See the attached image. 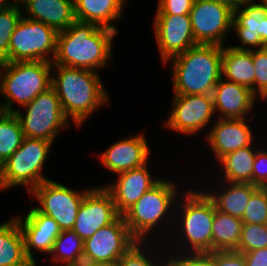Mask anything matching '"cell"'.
Wrapping results in <instances>:
<instances>
[{"mask_svg":"<svg viewBox=\"0 0 267 266\" xmlns=\"http://www.w3.org/2000/svg\"><path fill=\"white\" fill-rule=\"evenodd\" d=\"M116 34L117 31L76 20L58 32L52 65L98 72L112 57V42Z\"/></svg>","mask_w":267,"mask_h":266,"instance_id":"1","label":"cell"},{"mask_svg":"<svg viewBox=\"0 0 267 266\" xmlns=\"http://www.w3.org/2000/svg\"><path fill=\"white\" fill-rule=\"evenodd\" d=\"M56 75H52L51 87L58 95L65 116L74 121L78 127L83 125L93 112L109 103L98 72L52 65Z\"/></svg>","mask_w":267,"mask_h":266,"instance_id":"2","label":"cell"},{"mask_svg":"<svg viewBox=\"0 0 267 266\" xmlns=\"http://www.w3.org/2000/svg\"><path fill=\"white\" fill-rule=\"evenodd\" d=\"M167 62L165 65H172L173 95H212L222 78V46L219 45L196 44Z\"/></svg>","mask_w":267,"mask_h":266,"instance_id":"3","label":"cell"},{"mask_svg":"<svg viewBox=\"0 0 267 266\" xmlns=\"http://www.w3.org/2000/svg\"><path fill=\"white\" fill-rule=\"evenodd\" d=\"M52 63L47 61L3 62L0 65V94L3 112L14 113L13 102L22 107L52 84ZM3 71V72H2Z\"/></svg>","mask_w":267,"mask_h":266,"instance_id":"4","label":"cell"},{"mask_svg":"<svg viewBox=\"0 0 267 266\" xmlns=\"http://www.w3.org/2000/svg\"><path fill=\"white\" fill-rule=\"evenodd\" d=\"M184 199L182 197L183 202H180L178 209L180 216L175 212L173 214L180 222L177 229L180 243L177 244H182V252H212V223L216 210L213 201L205 192L194 189L185 193Z\"/></svg>","mask_w":267,"mask_h":266,"instance_id":"5","label":"cell"},{"mask_svg":"<svg viewBox=\"0 0 267 266\" xmlns=\"http://www.w3.org/2000/svg\"><path fill=\"white\" fill-rule=\"evenodd\" d=\"M176 187L174 182L161 179L123 214L131 235L137 241H146L150 232H154L153 229L164 222L163 218L171 217L169 215L174 212L171 207L178 205Z\"/></svg>","mask_w":267,"mask_h":266,"instance_id":"6","label":"cell"},{"mask_svg":"<svg viewBox=\"0 0 267 266\" xmlns=\"http://www.w3.org/2000/svg\"><path fill=\"white\" fill-rule=\"evenodd\" d=\"M52 145L50 141L24 137L20 147L0 167V191L27 185L30 193L49 180L42 174V168Z\"/></svg>","mask_w":267,"mask_h":266,"instance_id":"7","label":"cell"},{"mask_svg":"<svg viewBox=\"0 0 267 266\" xmlns=\"http://www.w3.org/2000/svg\"><path fill=\"white\" fill-rule=\"evenodd\" d=\"M21 108L25 109V115L19 109L14 113L19 119L25 137L54 143L59 131L70 126L60 99L52 87L38 94Z\"/></svg>","mask_w":267,"mask_h":266,"instance_id":"8","label":"cell"},{"mask_svg":"<svg viewBox=\"0 0 267 266\" xmlns=\"http://www.w3.org/2000/svg\"><path fill=\"white\" fill-rule=\"evenodd\" d=\"M58 31L43 22L21 17L13 31L7 62L47 61L52 63Z\"/></svg>","mask_w":267,"mask_h":266,"instance_id":"9","label":"cell"},{"mask_svg":"<svg viewBox=\"0 0 267 266\" xmlns=\"http://www.w3.org/2000/svg\"><path fill=\"white\" fill-rule=\"evenodd\" d=\"M90 190H73L53 180H46L36 186L33 194L41 213L53 218L62 230H70L76 222L78 210L85 194Z\"/></svg>","mask_w":267,"mask_h":266,"instance_id":"10","label":"cell"},{"mask_svg":"<svg viewBox=\"0 0 267 266\" xmlns=\"http://www.w3.org/2000/svg\"><path fill=\"white\" fill-rule=\"evenodd\" d=\"M233 8L213 0H194L190 11L193 35L197 44L224 46L231 30Z\"/></svg>","mask_w":267,"mask_h":266,"instance_id":"11","label":"cell"},{"mask_svg":"<svg viewBox=\"0 0 267 266\" xmlns=\"http://www.w3.org/2000/svg\"><path fill=\"white\" fill-rule=\"evenodd\" d=\"M136 242L120 215L84 241L83 262L116 263Z\"/></svg>","mask_w":267,"mask_h":266,"instance_id":"12","label":"cell"},{"mask_svg":"<svg viewBox=\"0 0 267 266\" xmlns=\"http://www.w3.org/2000/svg\"><path fill=\"white\" fill-rule=\"evenodd\" d=\"M214 113L212 95H173L165 125L183 135H196L209 124Z\"/></svg>","mask_w":267,"mask_h":266,"instance_id":"13","label":"cell"},{"mask_svg":"<svg viewBox=\"0 0 267 266\" xmlns=\"http://www.w3.org/2000/svg\"><path fill=\"white\" fill-rule=\"evenodd\" d=\"M92 188L85 194L72 228L83 241L120 216L111 194L103 186Z\"/></svg>","mask_w":267,"mask_h":266,"instance_id":"14","label":"cell"},{"mask_svg":"<svg viewBox=\"0 0 267 266\" xmlns=\"http://www.w3.org/2000/svg\"><path fill=\"white\" fill-rule=\"evenodd\" d=\"M154 33L161 61H167L195 46L190 14H155Z\"/></svg>","mask_w":267,"mask_h":266,"instance_id":"15","label":"cell"},{"mask_svg":"<svg viewBox=\"0 0 267 266\" xmlns=\"http://www.w3.org/2000/svg\"><path fill=\"white\" fill-rule=\"evenodd\" d=\"M231 28L234 29L242 45H230V47L247 51L256 47L257 49L267 47V7L257 4L254 0L243 2L233 10Z\"/></svg>","mask_w":267,"mask_h":266,"instance_id":"16","label":"cell"},{"mask_svg":"<svg viewBox=\"0 0 267 266\" xmlns=\"http://www.w3.org/2000/svg\"><path fill=\"white\" fill-rule=\"evenodd\" d=\"M148 163L117 174V181L103 187L111 194L116 210L123 215L143 194L160 180L153 178L148 170Z\"/></svg>","mask_w":267,"mask_h":266,"instance_id":"17","label":"cell"},{"mask_svg":"<svg viewBox=\"0 0 267 266\" xmlns=\"http://www.w3.org/2000/svg\"><path fill=\"white\" fill-rule=\"evenodd\" d=\"M27 212L24 219L20 216L16 219L24 238L26 255L30 260H35L32 248L50 254L62 229L53 218L41 213L36 207Z\"/></svg>","mask_w":267,"mask_h":266,"instance_id":"18","label":"cell"},{"mask_svg":"<svg viewBox=\"0 0 267 266\" xmlns=\"http://www.w3.org/2000/svg\"><path fill=\"white\" fill-rule=\"evenodd\" d=\"M244 119H219L212 124L206 140L217 161L224 155L253 143L251 128Z\"/></svg>","mask_w":267,"mask_h":266,"instance_id":"19","label":"cell"},{"mask_svg":"<svg viewBox=\"0 0 267 266\" xmlns=\"http://www.w3.org/2000/svg\"><path fill=\"white\" fill-rule=\"evenodd\" d=\"M214 112L219 119H244L254 109L258 98L251 89L221 78L213 92Z\"/></svg>","mask_w":267,"mask_h":266,"instance_id":"20","label":"cell"},{"mask_svg":"<svg viewBox=\"0 0 267 266\" xmlns=\"http://www.w3.org/2000/svg\"><path fill=\"white\" fill-rule=\"evenodd\" d=\"M150 147L143 133L111 144L100 155L101 163L115 174L141 167L148 163Z\"/></svg>","mask_w":267,"mask_h":266,"instance_id":"21","label":"cell"},{"mask_svg":"<svg viewBox=\"0 0 267 266\" xmlns=\"http://www.w3.org/2000/svg\"><path fill=\"white\" fill-rule=\"evenodd\" d=\"M22 16L43 22L58 32L76 21L74 0H19Z\"/></svg>","mask_w":267,"mask_h":266,"instance_id":"22","label":"cell"},{"mask_svg":"<svg viewBox=\"0 0 267 266\" xmlns=\"http://www.w3.org/2000/svg\"><path fill=\"white\" fill-rule=\"evenodd\" d=\"M126 2L127 0H74L75 17L80 22L118 31L112 22L121 19Z\"/></svg>","mask_w":267,"mask_h":266,"instance_id":"23","label":"cell"},{"mask_svg":"<svg viewBox=\"0 0 267 266\" xmlns=\"http://www.w3.org/2000/svg\"><path fill=\"white\" fill-rule=\"evenodd\" d=\"M222 78L238 83L254 93L255 67L252 50H238L230 46L222 47Z\"/></svg>","mask_w":267,"mask_h":266,"instance_id":"24","label":"cell"},{"mask_svg":"<svg viewBox=\"0 0 267 266\" xmlns=\"http://www.w3.org/2000/svg\"><path fill=\"white\" fill-rule=\"evenodd\" d=\"M226 183L223 186L227 189L223 188L220 192L212 189V192L207 190L204 192L213 201L216 210L242 219L250 197L258 187L251 183Z\"/></svg>","mask_w":267,"mask_h":266,"instance_id":"25","label":"cell"},{"mask_svg":"<svg viewBox=\"0 0 267 266\" xmlns=\"http://www.w3.org/2000/svg\"><path fill=\"white\" fill-rule=\"evenodd\" d=\"M27 257L16 216L0 224V266H23Z\"/></svg>","mask_w":267,"mask_h":266,"instance_id":"26","label":"cell"},{"mask_svg":"<svg viewBox=\"0 0 267 266\" xmlns=\"http://www.w3.org/2000/svg\"><path fill=\"white\" fill-rule=\"evenodd\" d=\"M254 144L240 148L236 151L230 152L218 161L223 169L221 182L230 183H251L253 184V164L256 156V148L253 149ZM223 167V168H222Z\"/></svg>","mask_w":267,"mask_h":266,"instance_id":"27","label":"cell"},{"mask_svg":"<svg viewBox=\"0 0 267 266\" xmlns=\"http://www.w3.org/2000/svg\"><path fill=\"white\" fill-rule=\"evenodd\" d=\"M243 221L215 210L212 223V251L236 250L241 238Z\"/></svg>","mask_w":267,"mask_h":266,"instance_id":"28","label":"cell"},{"mask_svg":"<svg viewBox=\"0 0 267 266\" xmlns=\"http://www.w3.org/2000/svg\"><path fill=\"white\" fill-rule=\"evenodd\" d=\"M84 241L70 230H62L55 239L50 255L51 262L64 266H80L83 263Z\"/></svg>","mask_w":267,"mask_h":266,"instance_id":"29","label":"cell"},{"mask_svg":"<svg viewBox=\"0 0 267 266\" xmlns=\"http://www.w3.org/2000/svg\"><path fill=\"white\" fill-rule=\"evenodd\" d=\"M24 133L15 113L0 115V167L20 147Z\"/></svg>","mask_w":267,"mask_h":266,"instance_id":"30","label":"cell"},{"mask_svg":"<svg viewBox=\"0 0 267 266\" xmlns=\"http://www.w3.org/2000/svg\"><path fill=\"white\" fill-rule=\"evenodd\" d=\"M21 17L19 4L0 7V63L7 62L11 35Z\"/></svg>","mask_w":267,"mask_h":266,"instance_id":"31","label":"cell"},{"mask_svg":"<svg viewBox=\"0 0 267 266\" xmlns=\"http://www.w3.org/2000/svg\"><path fill=\"white\" fill-rule=\"evenodd\" d=\"M267 247V224H243L235 251L246 253Z\"/></svg>","mask_w":267,"mask_h":266,"instance_id":"32","label":"cell"},{"mask_svg":"<svg viewBox=\"0 0 267 266\" xmlns=\"http://www.w3.org/2000/svg\"><path fill=\"white\" fill-rule=\"evenodd\" d=\"M241 220L243 224H267V188L258 187L252 193Z\"/></svg>","mask_w":267,"mask_h":266,"instance_id":"33","label":"cell"},{"mask_svg":"<svg viewBox=\"0 0 267 266\" xmlns=\"http://www.w3.org/2000/svg\"><path fill=\"white\" fill-rule=\"evenodd\" d=\"M144 245L145 241H137L134 243V245L119 258L117 261V266H163L165 260H160L161 262L163 261L161 263L159 260H155L157 259L156 256L155 258H152L154 257V252L151 253L152 255L147 251L145 252L146 249L143 248ZM158 262L160 265H158Z\"/></svg>","mask_w":267,"mask_h":266,"instance_id":"34","label":"cell"},{"mask_svg":"<svg viewBox=\"0 0 267 266\" xmlns=\"http://www.w3.org/2000/svg\"><path fill=\"white\" fill-rule=\"evenodd\" d=\"M255 67L254 94L261 100H267V47L252 50Z\"/></svg>","mask_w":267,"mask_h":266,"instance_id":"35","label":"cell"},{"mask_svg":"<svg viewBox=\"0 0 267 266\" xmlns=\"http://www.w3.org/2000/svg\"><path fill=\"white\" fill-rule=\"evenodd\" d=\"M179 250L176 255L166 256L173 266H214L212 252H182Z\"/></svg>","mask_w":267,"mask_h":266,"instance_id":"36","label":"cell"},{"mask_svg":"<svg viewBox=\"0 0 267 266\" xmlns=\"http://www.w3.org/2000/svg\"><path fill=\"white\" fill-rule=\"evenodd\" d=\"M194 0H159L156 14H190Z\"/></svg>","mask_w":267,"mask_h":266,"instance_id":"37","label":"cell"},{"mask_svg":"<svg viewBox=\"0 0 267 266\" xmlns=\"http://www.w3.org/2000/svg\"><path fill=\"white\" fill-rule=\"evenodd\" d=\"M253 185L267 188V152L257 150L253 164Z\"/></svg>","mask_w":267,"mask_h":266,"instance_id":"38","label":"cell"},{"mask_svg":"<svg viewBox=\"0 0 267 266\" xmlns=\"http://www.w3.org/2000/svg\"><path fill=\"white\" fill-rule=\"evenodd\" d=\"M214 266H247L243 253L235 250L213 251Z\"/></svg>","mask_w":267,"mask_h":266,"instance_id":"39","label":"cell"},{"mask_svg":"<svg viewBox=\"0 0 267 266\" xmlns=\"http://www.w3.org/2000/svg\"><path fill=\"white\" fill-rule=\"evenodd\" d=\"M247 266H267V247L243 253Z\"/></svg>","mask_w":267,"mask_h":266,"instance_id":"40","label":"cell"},{"mask_svg":"<svg viewBox=\"0 0 267 266\" xmlns=\"http://www.w3.org/2000/svg\"><path fill=\"white\" fill-rule=\"evenodd\" d=\"M213 1L224 3L235 9L238 8L243 2L247 0H213Z\"/></svg>","mask_w":267,"mask_h":266,"instance_id":"41","label":"cell"},{"mask_svg":"<svg viewBox=\"0 0 267 266\" xmlns=\"http://www.w3.org/2000/svg\"><path fill=\"white\" fill-rule=\"evenodd\" d=\"M80 266H117L116 263H87L83 262Z\"/></svg>","mask_w":267,"mask_h":266,"instance_id":"42","label":"cell"},{"mask_svg":"<svg viewBox=\"0 0 267 266\" xmlns=\"http://www.w3.org/2000/svg\"><path fill=\"white\" fill-rule=\"evenodd\" d=\"M16 4H19V0H0V7L14 6Z\"/></svg>","mask_w":267,"mask_h":266,"instance_id":"43","label":"cell"},{"mask_svg":"<svg viewBox=\"0 0 267 266\" xmlns=\"http://www.w3.org/2000/svg\"><path fill=\"white\" fill-rule=\"evenodd\" d=\"M23 266H37V263H36V260H30L29 262H27Z\"/></svg>","mask_w":267,"mask_h":266,"instance_id":"44","label":"cell"},{"mask_svg":"<svg viewBox=\"0 0 267 266\" xmlns=\"http://www.w3.org/2000/svg\"><path fill=\"white\" fill-rule=\"evenodd\" d=\"M260 1H259V3L257 2V4H261V5H264L267 7V0H260Z\"/></svg>","mask_w":267,"mask_h":266,"instance_id":"45","label":"cell"},{"mask_svg":"<svg viewBox=\"0 0 267 266\" xmlns=\"http://www.w3.org/2000/svg\"><path fill=\"white\" fill-rule=\"evenodd\" d=\"M166 262L163 264V266H173L166 258H165Z\"/></svg>","mask_w":267,"mask_h":266,"instance_id":"46","label":"cell"},{"mask_svg":"<svg viewBox=\"0 0 267 266\" xmlns=\"http://www.w3.org/2000/svg\"><path fill=\"white\" fill-rule=\"evenodd\" d=\"M3 110H2V107H1V103H0V115L2 114Z\"/></svg>","mask_w":267,"mask_h":266,"instance_id":"47","label":"cell"}]
</instances>
